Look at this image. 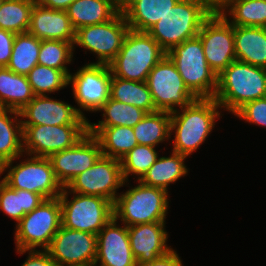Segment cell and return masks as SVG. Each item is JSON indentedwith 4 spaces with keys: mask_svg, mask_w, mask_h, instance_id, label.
I'll return each instance as SVG.
<instances>
[{
    "mask_svg": "<svg viewBox=\"0 0 266 266\" xmlns=\"http://www.w3.org/2000/svg\"><path fill=\"white\" fill-rule=\"evenodd\" d=\"M220 109L214 98H197L188 106L171 112L172 151L189 157L198 150L223 116Z\"/></svg>",
    "mask_w": 266,
    "mask_h": 266,
    "instance_id": "1",
    "label": "cell"
},
{
    "mask_svg": "<svg viewBox=\"0 0 266 266\" xmlns=\"http://www.w3.org/2000/svg\"><path fill=\"white\" fill-rule=\"evenodd\" d=\"M214 10L208 0H179L147 32L167 53L174 46L197 37L203 22Z\"/></svg>",
    "mask_w": 266,
    "mask_h": 266,
    "instance_id": "2",
    "label": "cell"
},
{
    "mask_svg": "<svg viewBox=\"0 0 266 266\" xmlns=\"http://www.w3.org/2000/svg\"><path fill=\"white\" fill-rule=\"evenodd\" d=\"M266 97V69L233 61L217 76L215 101L234 114L250 101Z\"/></svg>",
    "mask_w": 266,
    "mask_h": 266,
    "instance_id": "3",
    "label": "cell"
},
{
    "mask_svg": "<svg viewBox=\"0 0 266 266\" xmlns=\"http://www.w3.org/2000/svg\"><path fill=\"white\" fill-rule=\"evenodd\" d=\"M165 55L166 52L148 32L130 29L122 48L108 65L114 77L145 82L149 72Z\"/></svg>",
    "mask_w": 266,
    "mask_h": 266,
    "instance_id": "4",
    "label": "cell"
},
{
    "mask_svg": "<svg viewBox=\"0 0 266 266\" xmlns=\"http://www.w3.org/2000/svg\"><path fill=\"white\" fill-rule=\"evenodd\" d=\"M135 187L120 193L114 203V217L127 227L166 222L169 210V193L158 187L143 184L139 180Z\"/></svg>",
    "mask_w": 266,
    "mask_h": 266,
    "instance_id": "5",
    "label": "cell"
},
{
    "mask_svg": "<svg viewBox=\"0 0 266 266\" xmlns=\"http://www.w3.org/2000/svg\"><path fill=\"white\" fill-rule=\"evenodd\" d=\"M166 55L174 63L185 86L196 98H213L217 75L209 67L200 38L194 37L174 46Z\"/></svg>",
    "mask_w": 266,
    "mask_h": 266,
    "instance_id": "6",
    "label": "cell"
},
{
    "mask_svg": "<svg viewBox=\"0 0 266 266\" xmlns=\"http://www.w3.org/2000/svg\"><path fill=\"white\" fill-rule=\"evenodd\" d=\"M59 200L62 226L68 229L97 235L114 217V203L106 198L72 193L63 187Z\"/></svg>",
    "mask_w": 266,
    "mask_h": 266,
    "instance_id": "7",
    "label": "cell"
},
{
    "mask_svg": "<svg viewBox=\"0 0 266 266\" xmlns=\"http://www.w3.org/2000/svg\"><path fill=\"white\" fill-rule=\"evenodd\" d=\"M17 159L2 164L1 172H7L1 178L13 189L31 191L42 195L45 199L57 198L63 187L57 181L49 158L26 155V159L13 166Z\"/></svg>",
    "mask_w": 266,
    "mask_h": 266,
    "instance_id": "8",
    "label": "cell"
},
{
    "mask_svg": "<svg viewBox=\"0 0 266 266\" xmlns=\"http://www.w3.org/2000/svg\"><path fill=\"white\" fill-rule=\"evenodd\" d=\"M15 225L16 250H46L62 225L59 197L45 199Z\"/></svg>",
    "mask_w": 266,
    "mask_h": 266,
    "instance_id": "9",
    "label": "cell"
},
{
    "mask_svg": "<svg viewBox=\"0 0 266 266\" xmlns=\"http://www.w3.org/2000/svg\"><path fill=\"white\" fill-rule=\"evenodd\" d=\"M130 28L120 11L113 19L96 24L84 26L75 31V47H81L93 52L98 64H109L122 48L124 39Z\"/></svg>",
    "mask_w": 266,
    "mask_h": 266,
    "instance_id": "10",
    "label": "cell"
},
{
    "mask_svg": "<svg viewBox=\"0 0 266 266\" xmlns=\"http://www.w3.org/2000/svg\"><path fill=\"white\" fill-rule=\"evenodd\" d=\"M75 73L69 74V83L72 87L73 98L77 103L79 114L98 112L110 98L112 72L107 64L86 63Z\"/></svg>",
    "mask_w": 266,
    "mask_h": 266,
    "instance_id": "11",
    "label": "cell"
},
{
    "mask_svg": "<svg viewBox=\"0 0 266 266\" xmlns=\"http://www.w3.org/2000/svg\"><path fill=\"white\" fill-rule=\"evenodd\" d=\"M147 86L158 111L173 112L197 98L185 86L171 59L165 55L149 72Z\"/></svg>",
    "mask_w": 266,
    "mask_h": 266,
    "instance_id": "12",
    "label": "cell"
},
{
    "mask_svg": "<svg viewBox=\"0 0 266 266\" xmlns=\"http://www.w3.org/2000/svg\"><path fill=\"white\" fill-rule=\"evenodd\" d=\"M25 155L49 158L73 147L88 133V124L22 125Z\"/></svg>",
    "mask_w": 266,
    "mask_h": 266,
    "instance_id": "13",
    "label": "cell"
},
{
    "mask_svg": "<svg viewBox=\"0 0 266 266\" xmlns=\"http://www.w3.org/2000/svg\"><path fill=\"white\" fill-rule=\"evenodd\" d=\"M126 184V185H125ZM125 182L120 160L101 155L92 167L74 177L66 188L72 193L106 198L115 203Z\"/></svg>",
    "mask_w": 266,
    "mask_h": 266,
    "instance_id": "14",
    "label": "cell"
},
{
    "mask_svg": "<svg viewBox=\"0 0 266 266\" xmlns=\"http://www.w3.org/2000/svg\"><path fill=\"white\" fill-rule=\"evenodd\" d=\"M197 36L206 61L217 76L236 61L234 26L218 10L203 22Z\"/></svg>",
    "mask_w": 266,
    "mask_h": 266,
    "instance_id": "15",
    "label": "cell"
},
{
    "mask_svg": "<svg viewBox=\"0 0 266 266\" xmlns=\"http://www.w3.org/2000/svg\"><path fill=\"white\" fill-rule=\"evenodd\" d=\"M97 235L61 225L46 249L56 266H94Z\"/></svg>",
    "mask_w": 266,
    "mask_h": 266,
    "instance_id": "16",
    "label": "cell"
},
{
    "mask_svg": "<svg viewBox=\"0 0 266 266\" xmlns=\"http://www.w3.org/2000/svg\"><path fill=\"white\" fill-rule=\"evenodd\" d=\"M101 155L98 140L87 133L73 147L54 153L49 159L57 181L66 187L74 177L92 167Z\"/></svg>",
    "mask_w": 266,
    "mask_h": 266,
    "instance_id": "17",
    "label": "cell"
},
{
    "mask_svg": "<svg viewBox=\"0 0 266 266\" xmlns=\"http://www.w3.org/2000/svg\"><path fill=\"white\" fill-rule=\"evenodd\" d=\"M76 108L64 100L60 101L49 95H38L34 96L19 111V114L22 125L87 124L88 121L79 114Z\"/></svg>",
    "mask_w": 266,
    "mask_h": 266,
    "instance_id": "18",
    "label": "cell"
},
{
    "mask_svg": "<svg viewBox=\"0 0 266 266\" xmlns=\"http://www.w3.org/2000/svg\"><path fill=\"white\" fill-rule=\"evenodd\" d=\"M113 217L97 234L94 266H137L128 235V227Z\"/></svg>",
    "mask_w": 266,
    "mask_h": 266,
    "instance_id": "19",
    "label": "cell"
},
{
    "mask_svg": "<svg viewBox=\"0 0 266 266\" xmlns=\"http://www.w3.org/2000/svg\"><path fill=\"white\" fill-rule=\"evenodd\" d=\"M166 222H152L128 227L130 246L137 266L151 262L171 250L167 245Z\"/></svg>",
    "mask_w": 266,
    "mask_h": 266,
    "instance_id": "20",
    "label": "cell"
},
{
    "mask_svg": "<svg viewBox=\"0 0 266 266\" xmlns=\"http://www.w3.org/2000/svg\"><path fill=\"white\" fill-rule=\"evenodd\" d=\"M27 32L40 40L75 41V29L67 12L44 7L38 2L31 10Z\"/></svg>",
    "mask_w": 266,
    "mask_h": 266,
    "instance_id": "21",
    "label": "cell"
},
{
    "mask_svg": "<svg viewBox=\"0 0 266 266\" xmlns=\"http://www.w3.org/2000/svg\"><path fill=\"white\" fill-rule=\"evenodd\" d=\"M179 0H128L121 11L131 30L147 32Z\"/></svg>",
    "mask_w": 266,
    "mask_h": 266,
    "instance_id": "22",
    "label": "cell"
},
{
    "mask_svg": "<svg viewBox=\"0 0 266 266\" xmlns=\"http://www.w3.org/2000/svg\"><path fill=\"white\" fill-rule=\"evenodd\" d=\"M236 60L266 69V28L234 26Z\"/></svg>",
    "mask_w": 266,
    "mask_h": 266,
    "instance_id": "23",
    "label": "cell"
},
{
    "mask_svg": "<svg viewBox=\"0 0 266 266\" xmlns=\"http://www.w3.org/2000/svg\"><path fill=\"white\" fill-rule=\"evenodd\" d=\"M120 11L113 0H75L66 10L75 31L109 21Z\"/></svg>",
    "mask_w": 266,
    "mask_h": 266,
    "instance_id": "24",
    "label": "cell"
},
{
    "mask_svg": "<svg viewBox=\"0 0 266 266\" xmlns=\"http://www.w3.org/2000/svg\"><path fill=\"white\" fill-rule=\"evenodd\" d=\"M187 156L172 151L170 156H161L152 164L139 180L145 185L162 188L168 191L170 184L185 177L189 170L184 164Z\"/></svg>",
    "mask_w": 266,
    "mask_h": 266,
    "instance_id": "25",
    "label": "cell"
},
{
    "mask_svg": "<svg viewBox=\"0 0 266 266\" xmlns=\"http://www.w3.org/2000/svg\"><path fill=\"white\" fill-rule=\"evenodd\" d=\"M88 133L98 140L102 155L118 160L138 145L133 127H88Z\"/></svg>",
    "mask_w": 266,
    "mask_h": 266,
    "instance_id": "26",
    "label": "cell"
},
{
    "mask_svg": "<svg viewBox=\"0 0 266 266\" xmlns=\"http://www.w3.org/2000/svg\"><path fill=\"white\" fill-rule=\"evenodd\" d=\"M23 129L19 111L0 108V164L17 159L23 152Z\"/></svg>",
    "mask_w": 266,
    "mask_h": 266,
    "instance_id": "27",
    "label": "cell"
},
{
    "mask_svg": "<svg viewBox=\"0 0 266 266\" xmlns=\"http://www.w3.org/2000/svg\"><path fill=\"white\" fill-rule=\"evenodd\" d=\"M34 96L27 76L0 67V108L20 111Z\"/></svg>",
    "mask_w": 266,
    "mask_h": 266,
    "instance_id": "28",
    "label": "cell"
},
{
    "mask_svg": "<svg viewBox=\"0 0 266 266\" xmlns=\"http://www.w3.org/2000/svg\"><path fill=\"white\" fill-rule=\"evenodd\" d=\"M217 10L233 26L266 28V0H227Z\"/></svg>",
    "mask_w": 266,
    "mask_h": 266,
    "instance_id": "29",
    "label": "cell"
},
{
    "mask_svg": "<svg viewBox=\"0 0 266 266\" xmlns=\"http://www.w3.org/2000/svg\"><path fill=\"white\" fill-rule=\"evenodd\" d=\"M45 198L37 193L13 189L0 180V210L18 223L25 214L37 208Z\"/></svg>",
    "mask_w": 266,
    "mask_h": 266,
    "instance_id": "30",
    "label": "cell"
},
{
    "mask_svg": "<svg viewBox=\"0 0 266 266\" xmlns=\"http://www.w3.org/2000/svg\"><path fill=\"white\" fill-rule=\"evenodd\" d=\"M134 136L138 144L157 147L170 140L171 115L167 111H155L146 115L134 127Z\"/></svg>",
    "mask_w": 266,
    "mask_h": 266,
    "instance_id": "31",
    "label": "cell"
},
{
    "mask_svg": "<svg viewBox=\"0 0 266 266\" xmlns=\"http://www.w3.org/2000/svg\"><path fill=\"white\" fill-rule=\"evenodd\" d=\"M110 98L125 104H131L146 113L158 111L155 108L151 92L145 82L125 80L112 75Z\"/></svg>",
    "mask_w": 266,
    "mask_h": 266,
    "instance_id": "32",
    "label": "cell"
},
{
    "mask_svg": "<svg viewBox=\"0 0 266 266\" xmlns=\"http://www.w3.org/2000/svg\"><path fill=\"white\" fill-rule=\"evenodd\" d=\"M40 47L41 40L29 32L16 34L7 68L26 76L38 64Z\"/></svg>",
    "mask_w": 266,
    "mask_h": 266,
    "instance_id": "33",
    "label": "cell"
},
{
    "mask_svg": "<svg viewBox=\"0 0 266 266\" xmlns=\"http://www.w3.org/2000/svg\"><path fill=\"white\" fill-rule=\"evenodd\" d=\"M98 111L103 112L102 120L97 123L88 120V127H134L146 115V112L140 108L111 98Z\"/></svg>",
    "mask_w": 266,
    "mask_h": 266,
    "instance_id": "34",
    "label": "cell"
},
{
    "mask_svg": "<svg viewBox=\"0 0 266 266\" xmlns=\"http://www.w3.org/2000/svg\"><path fill=\"white\" fill-rule=\"evenodd\" d=\"M35 3L34 0H4L0 6V29L15 34L27 32Z\"/></svg>",
    "mask_w": 266,
    "mask_h": 266,
    "instance_id": "35",
    "label": "cell"
},
{
    "mask_svg": "<svg viewBox=\"0 0 266 266\" xmlns=\"http://www.w3.org/2000/svg\"><path fill=\"white\" fill-rule=\"evenodd\" d=\"M73 44L74 42L61 40H41L38 64L62 70L69 77L70 69L67 64L71 65L74 60Z\"/></svg>",
    "mask_w": 266,
    "mask_h": 266,
    "instance_id": "36",
    "label": "cell"
},
{
    "mask_svg": "<svg viewBox=\"0 0 266 266\" xmlns=\"http://www.w3.org/2000/svg\"><path fill=\"white\" fill-rule=\"evenodd\" d=\"M26 76L35 96L54 94L69 86V77L62 70L39 64Z\"/></svg>",
    "mask_w": 266,
    "mask_h": 266,
    "instance_id": "37",
    "label": "cell"
},
{
    "mask_svg": "<svg viewBox=\"0 0 266 266\" xmlns=\"http://www.w3.org/2000/svg\"><path fill=\"white\" fill-rule=\"evenodd\" d=\"M156 147L138 144L120 159L122 174L125 182H129V175L140 180L152 164L158 159ZM138 176V177H137Z\"/></svg>",
    "mask_w": 266,
    "mask_h": 266,
    "instance_id": "38",
    "label": "cell"
},
{
    "mask_svg": "<svg viewBox=\"0 0 266 266\" xmlns=\"http://www.w3.org/2000/svg\"><path fill=\"white\" fill-rule=\"evenodd\" d=\"M234 115L245 123L266 127V97L247 102Z\"/></svg>",
    "mask_w": 266,
    "mask_h": 266,
    "instance_id": "39",
    "label": "cell"
},
{
    "mask_svg": "<svg viewBox=\"0 0 266 266\" xmlns=\"http://www.w3.org/2000/svg\"><path fill=\"white\" fill-rule=\"evenodd\" d=\"M17 254L28 253L26 260L21 266H56V263L47 250H16Z\"/></svg>",
    "mask_w": 266,
    "mask_h": 266,
    "instance_id": "40",
    "label": "cell"
},
{
    "mask_svg": "<svg viewBox=\"0 0 266 266\" xmlns=\"http://www.w3.org/2000/svg\"><path fill=\"white\" fill-rule=\"evenodd\" d=\"M15 35L0 29V67H7L10 62Z\"/></svg>",
    "mask_w": 266,
    "mask_h": 266,
    "instance_id": "41",
    "label": "cell"
},
{
    "mask_svg": "<svg viewBox=\"0 0 266 266\" xmlns=\"http://www.w3.org/2000/svg\"><path fill=\"white\" fill-rule=\"evenodd\" d=\"M177 251L173 248L169 250L166 254L157 257L151 262L145 263L142 266H184L183 260L180 259Z\"/></svg>",
    "mask_w": 266,
    "mask_h": 266,
    "instance_id": "42",
    "label": "cell"
},
{
    "mask_svg": "<svg viewBox=\"0 0 266 266\" xmlns=\"http://www.w3.org/2000/svg\"><path fill=\"white\" fill-rule=\"evenodd\" d=\"M74 1L75 0H38V3L47 8L66 11Z\"/></svg>",
    "mask_w": 266,
    "mask_h": 266,
    "instance_id": "43",
    "label": "cell"
},
{
    "mask_svg": "<svg viewBox=\"0 0 266 266\" xmlns=\"http://www.w3.org/2000/svg\"><path fill=\"white\" fill-rule=\"evenodd\" d=\"M211 6L217 10L223 3H225L227 0H208Z\"/></svg>",
    "mask_w": 266,
    "mask_h": 266,
    "instance_id": "44",
    "label": "cell"
},
{
    "mask_svg": "<svg viewBox=\"0 0 266 266\" xmlns=\"http://www.w3.org/2000/svg\"><path fill=\"white\" fill-rule=\"evenodd\" d=\"M120 8L128 1V0H113Z\"/></svg>",
    "mask_w": 266,
    "mask_h": 266,
    "instance_id": "45",
    "label": "cell"
},
{
    "mask_svg": "<svg viewBox=\"0 0 266 266\" xmlns=\"http://www.w3.org/2000/svg\"><path fill=\"white\" fill-rule=\"evenodd\" d=\"M1 168H2V165L0 164V176H2Z\"/></svg>",
    "mask_w": 266,
    "mask_h": 266,
    "instance_id": "46",
    "label": "cell"
}]
</instances>
